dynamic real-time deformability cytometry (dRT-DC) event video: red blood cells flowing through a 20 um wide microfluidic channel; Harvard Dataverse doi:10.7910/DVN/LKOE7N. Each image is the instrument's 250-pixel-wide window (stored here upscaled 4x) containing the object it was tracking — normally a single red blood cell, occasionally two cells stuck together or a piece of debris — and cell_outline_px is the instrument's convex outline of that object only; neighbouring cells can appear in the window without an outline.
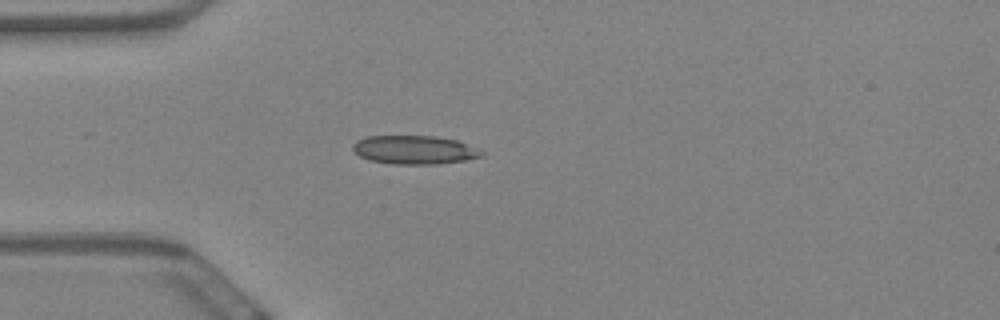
{"species": "Egyptian fruit bat (a non-hibernating species)", "species_latin": "Rousettus aegyptiacus", "temperature_condition": "warm", "stored_images_in_passage": 59, "camera_frame_rate_fps": 3000, "um_per_image_px": 0.085, "animal": {"sex": "female"}, "frame": {"image": 1, "passage_image": 16, "time_ms": 5.0, "image_size_px": [1000, 320], "cell_outline_px": [[484, 156], [464, 160], [436, 164], [392, 164], [368, 160], [360, 156], [352, 148], [352, 144], [356, 140], [368, 136], [436, 136], [456, 140], [476, 148], [484, 152]], "centroid_in_image_um": [35.2, 12.74], "position_along_channel_um": 49.8, "area_um2": 21.44}}
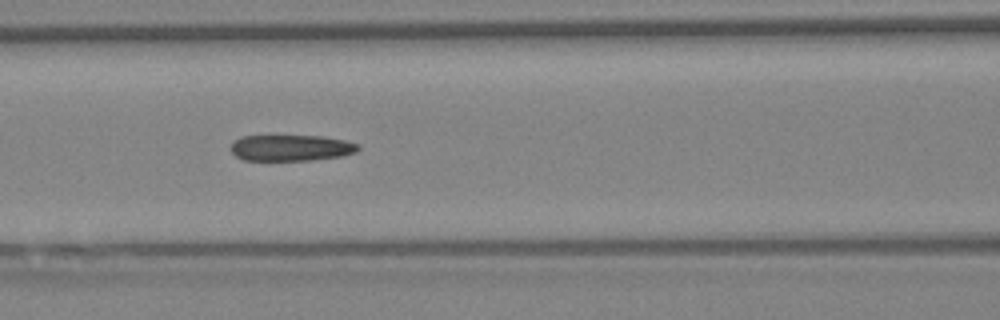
{"frame": {"image": 2, "passage_image": 25, "time_ms": 8.0, "image_size_px": [1000, 320], "cell_outline_px": [[360, 148], [356, 152], [340, 156], [312, 160], [244, 160], [236, 156], [232, 152], [232, 144], [240, 136], [324, 136], [344, 140], [360, 144]], "centroid_in_image_um": [24.77, 12.56], "position_along_channel_um": 141.8, "area_um2": 19.31}}
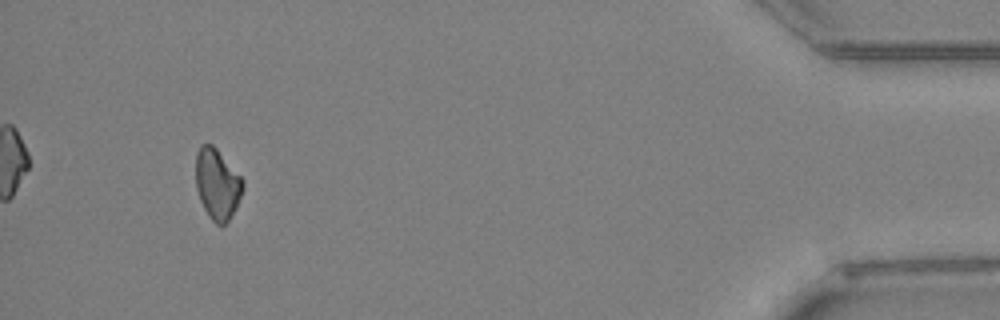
{"frame": {"image": 3, "passage_image": 55, "time_ms": 18.0, "image_size_px": [1000, 320], "cell_outline_px": [[244, 188], [228, 220], [224, 224], [216, 224], [208, 216], [200, 200], [196, 188], [196, 152], [200, 144], [212, 144], [216, 148], [244, 180]], "centroid_in_image_um": [18.44, 15.61], "position_along_channel_um": 416.8, "area_um2": 19.13}}